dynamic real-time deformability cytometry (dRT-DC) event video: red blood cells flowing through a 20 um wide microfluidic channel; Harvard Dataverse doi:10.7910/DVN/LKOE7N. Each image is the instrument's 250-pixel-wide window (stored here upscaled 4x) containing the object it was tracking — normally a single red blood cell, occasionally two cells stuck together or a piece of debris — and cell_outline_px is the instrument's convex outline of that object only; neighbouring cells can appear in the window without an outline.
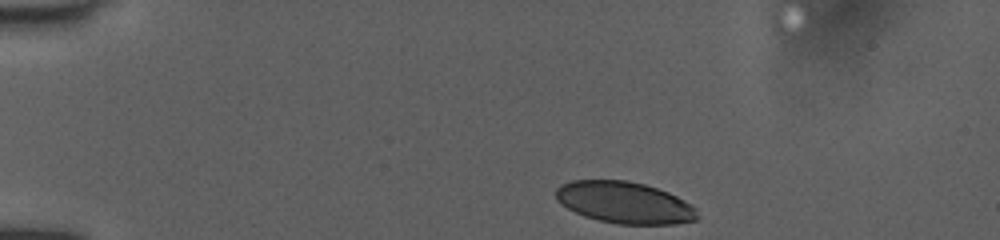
{"species": "human", "species_latin": "Homo sapiens", "temperature_condition": "room temperature", "stored_images_in_passage": 38, "camera_frame_rate_fps": 3000, "um_per_image_px": 0.085, "donor": {"sex": "female"}, "frame": {"image": 1, "passage_image": 1, "time_ms": 0.0, "image_size_px": [1000, 240], "cell_outline_px": [[700, 216], [696, 220], [676, 224], [616, 224], [584, 216], [560, 204], [556, 200], [556, 188], [572, 180], [628, 180], [644, 184], [668, 192], [692, 204], [696, 208]], "centroid_in_image_um": [53.11, 17.22], "position_along_channel_um": 31.9, "area_um2": 34.45}}
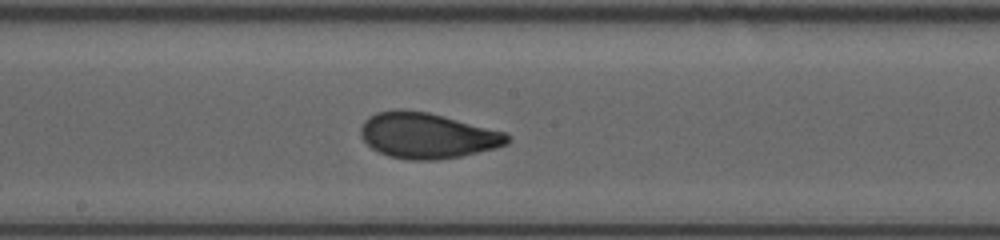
{"frame": {"image": 2, "passage_image": 20, "time_ms": 6.333, "image_size_px": [1000, 240], "cell_outline_px": [[512, 140], [508, 144], [496, 148], [460, 156], [436, 160], [408, 160], [388, 156], [372, 148], [360, 136], [360, 128], [364, 120], [368, 116], [376, 112], [396, 108], [400, 108], [428, 112], [444, 116], [504, 132]], "centroid_in_image_um": [36.28, 11.51], "position_along_channel_um": 211.9, "area_um2": 39.13}}
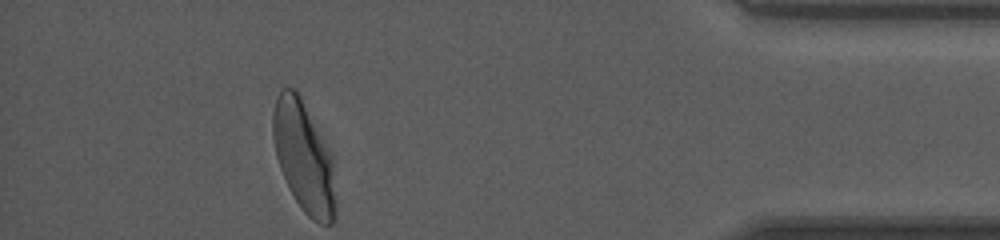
{"frame": {"image": 3, "passage_image": 38, "time_ms": 12.333, "image_size_px": [1000, 240], "cell_outline_px": [[336, 220], [332, 224], [320, 224], [312, 220], [304, 212], [288, 188], [280, 168], [276, 156], [272, 136], [272, 112], [280, 88], [296, 88], [300, 92], [332, 164], [336, 204]], "centroid_in_image_um": [25.78, 13.37], "position_along_channel_um": 409.4, "area_um2": 40.0}, "authors_computed_cell_mechanics": {"area_um2": 38.148, "velocity_mm_per_s": 4.0082, "shape_relaxation_time_tau1_ms": 3.3876, "shape_relaxation_time_tau2_ms": 0.8228, "deformation_change_tau1": 0.1565, "deformation_change_tau2": 0.0566}}